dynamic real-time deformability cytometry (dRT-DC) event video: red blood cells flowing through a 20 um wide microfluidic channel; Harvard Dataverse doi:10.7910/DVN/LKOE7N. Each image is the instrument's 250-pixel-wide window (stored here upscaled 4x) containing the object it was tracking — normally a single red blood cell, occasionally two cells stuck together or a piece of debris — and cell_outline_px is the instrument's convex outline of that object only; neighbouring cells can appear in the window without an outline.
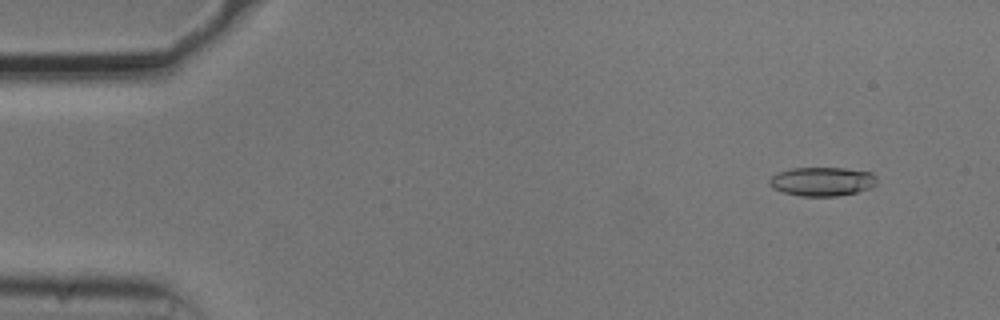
{"species": "common noctule bat (a hibernating species)", "species_latin": "Nyctalus noctula", "temperature_condition": "cold", "stored_images_in_passage": 54, "camera_frame_rate_fps": 3000, "um_per_image_px": 0.085, "animal": {"sex": "male", "body_mass_g": 20.5, "forearm_length_mm": 52.5}, "frame": {"image": 1, "passage_image": 5, "time_ms": 1.333, "image_size_px": [1000, 320], "cell_outline_px": [[876, 184], [868, 188], [856, 192], [836, 196], [800, 196], [780, 192], [772, 188], [768, 184], [768, 180], [776, 172], [792, 168], [844, 168], [872, 172], [876, 176]], "centroid_in_image_um": [69.83, 15.42], "position_along_channel_um": 15.2, "area_um2": 18.26}}
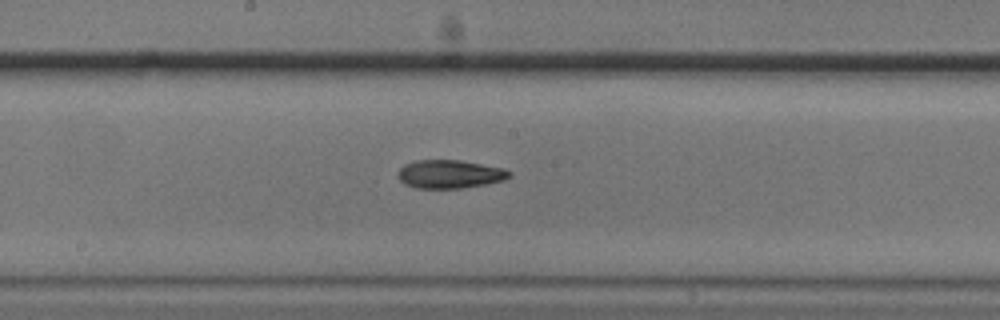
{"frame": {"image": 2, "passage_image": 29, "time_ms": 9.333, "image_size_px": [1000, 320], "cell_outline_px": [[512, 176], [504, 180], [484, 184], [460, 188], [416, 188], [404, 184], [396, 176], [400, 168], [404, 164], [416, 160], [460, 160], [504, 168], [512, 172]], "centroid_in_image_um": [38.22, 14.79], "position_along_channel_um": 210.0, "area_um2": 18.5}}
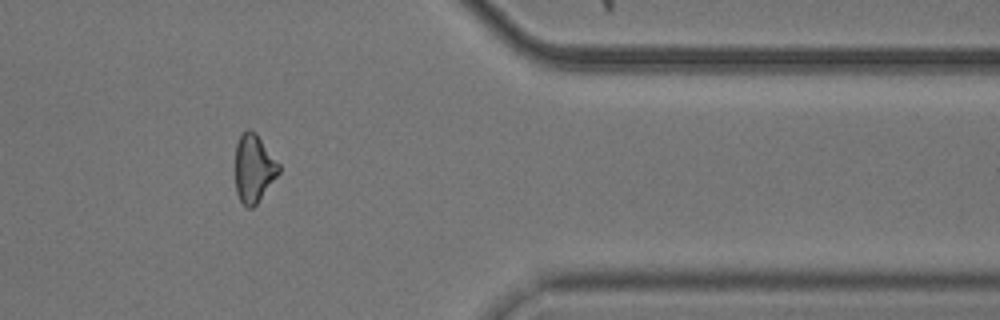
{"frame": {"image": 3, "passage_image": 45, "time_ms": 14.667, "image_size_px": [1000, 320], "cell_outline_px": [[280, 172], [256, 204], [252, 208], [248, 208], [240, 200], [236, 192], [236, 144], [240, 136], [248, 128], [256, 132], [280, 164]], "centroid_in_image_um": [21.58, 14.29], "position_along_channel_um": 389.8, "area_um2": 17.17}, "authors_computed_cell_mechanics": {"area_um2": 18.0914, "velocity_mm_per_s": 3.7409, "shape_relaxation_time_tau1_ms": 6.5099, "shape_relaxation_time_tau2_ms": 2.7369, "deformation_change_tau1": 0.1791, "deformation_change_tau2": 0.1043}}